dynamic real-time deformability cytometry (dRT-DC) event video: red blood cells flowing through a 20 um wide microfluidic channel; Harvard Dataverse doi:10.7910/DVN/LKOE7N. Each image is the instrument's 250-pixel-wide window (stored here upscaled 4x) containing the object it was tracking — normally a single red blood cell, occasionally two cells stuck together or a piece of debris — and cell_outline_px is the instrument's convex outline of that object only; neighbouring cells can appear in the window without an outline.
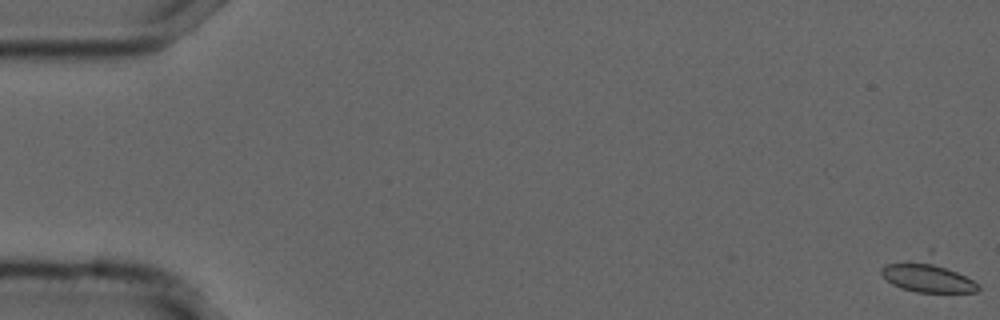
{"species": "common noctule bat (a hibernating species)", "species_latin": "Nyctalus noctula", "temperature_condition": "cold", "stored_images_in_passage": 56, "camera_frame_rate_fps": 3000, "um_per_image_px": 0.085, "animal": {"sex": "male", "forearm_length_mm": 52.5}, "frame": {"image": 1, "passage_image": 1, "time_ms": 0.0, "image_size_px": [1000, 320], "cell_outline_px": [[980, 288], [976, 292], [916, 292], [900, 288], [892, 284], [880, 272], [880, 268], [884, 264], [928, 248], [932, 248], [980, 284]], "centroid_in_image_um": [78.89, 23.29], "position_along_channel_um": 6.1, "area_um2": 20.63}}
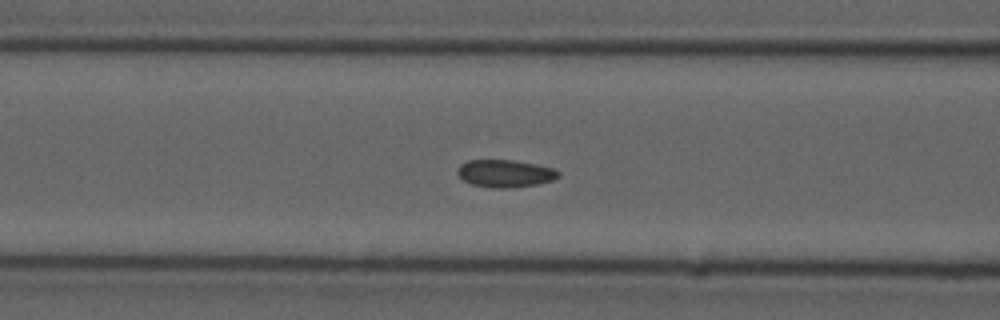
{"frame": {"image": 2, "passage_image": 23, "time_ms": 7.333, "image_size_px": [1000, 320], "cell_outline_px": [[560, 176], [552, 180], [536, 184], [512, 188], [492, 188], [472, 184], [464, 180], [456, 172], [460, 164], [468, 160], [512, 160], [536, 164], [552, 168], [560, 172]], "centroid_in_image_um": [42.93, 14.74], "position_along_channel_um": 123.7, "area_um2": 16.13}}
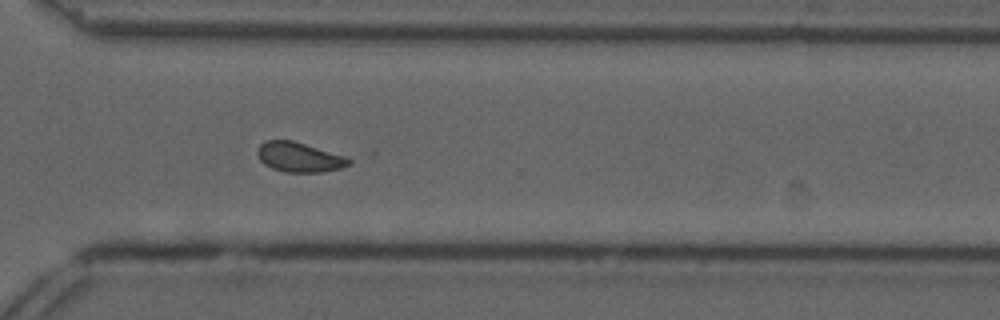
{"frame": {"image": 3, "passage_image": 41, "time_ms": 13.333, "image_size_px": [1000, 320], "cell_outline_px": [[352, 164], [344, 168], [320, 172], [284, 172], [272, 168], [264, 164], [260, 160], [256, 152], [260, 144], [264, 140], [292, 140], [344, 156], [352, 160]], "centroid_in_image_um": [25.43, 13.36], "position_along_channel_um": 345.2, "area_um2": 15.9}, "authors_computed_cell_mechanics": {"area_um2": 16.6753, "velocity_mm_per_s": 3.6903, "shape_relaxation_time_tau1_ms": null, "shape_relaxation_time_tau2_ms": 1.5773, "deformation_change_tau1": null, "deformation_change_tau2": 0.0633}}